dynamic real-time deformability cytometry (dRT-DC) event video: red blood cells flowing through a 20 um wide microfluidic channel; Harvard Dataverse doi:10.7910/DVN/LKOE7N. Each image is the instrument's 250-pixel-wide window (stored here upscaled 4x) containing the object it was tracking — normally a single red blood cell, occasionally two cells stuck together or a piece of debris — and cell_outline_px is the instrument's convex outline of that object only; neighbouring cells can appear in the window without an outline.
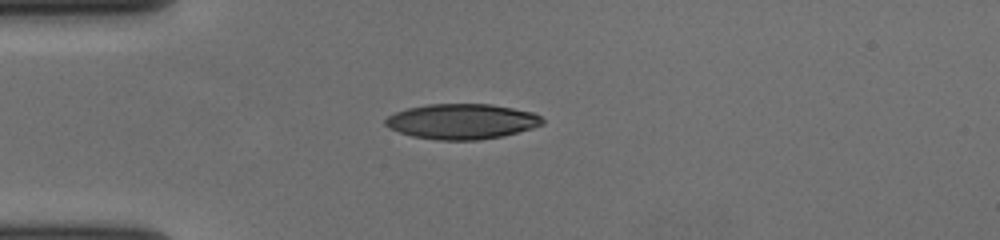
{"species": "human", "species_latin": "Homo sapiens", "temperature_condition": "cold", "stored_images_in_passage": 42, "camera_frame_rate_fps": 3000, "um_per_image_px": 0.085, "donor": {"sex": "female"}, "frame": {"image": 1, "passage_image": 1, "time_ms": 0.0, "image_size_px": [1000, 240], "cell_outline_px": [[544, 124], [532, 128], [504, 136], [480, 140], [436, 140], [412, 136], [388, 128], [384, 124], [384, 120], [388, 116], [396, 112], [408, 108], [428, 104], [492, 104], [532, 112], [540, 116], [544, 120]], "centroid_in_image_um": [39.26, 10.33], "position_along_channel_um": 45.7, "area_um2": 32.37}}
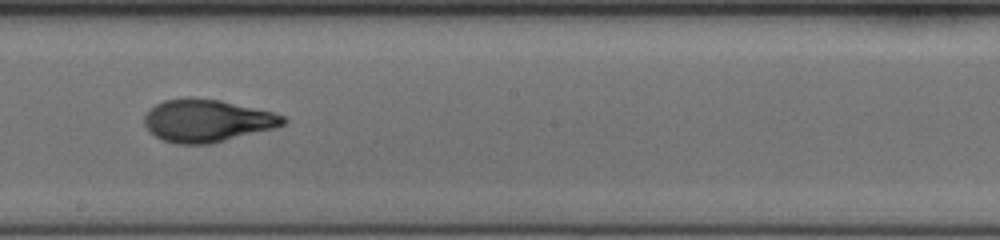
{"frame": {"image": 2, "passage_image": 18, "time_ms": 5.667, "image_size_px": [1000, 240], "cell_outline_px": [[288, 120], [284, 124], [276, 128], [212, 144], [176, 144], [164, 140], [148, 132], [144, 124], [144, 116], [156, 104], [164, 100], [188, 96], [220, 100], [272, 112], [284, 116]], "centroid_in_image_um": [17.6, 10.26], "position_along_channel_um": 230.6, "area_um2": 34.68}}
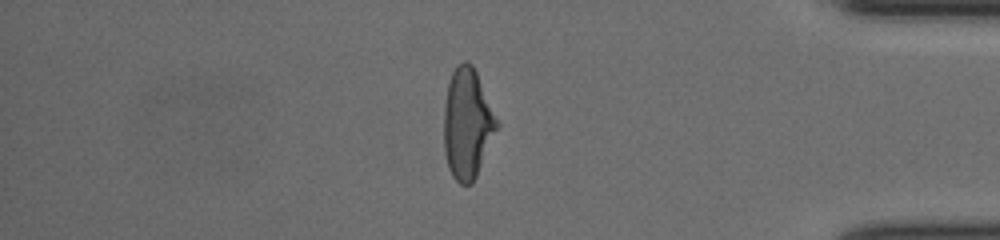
{"frame": {"image": 3, "passage_image": 34, "time_ms": 11.0, "image_size_px": [1000, 240], "cell_outline_px": [[500, 124], [476, 176], [472, 184], [460, 184], [452, 176], [448, 168], [444, 152], [444, 108], [448, 80], [452, 72], [464, 60], [468, 60], [472, 64], [476, 72]], "centroid_in_image_um": [39.71, 10.52], "position_along_channel_um": 395.5, "area_um2": 34.04}, "authors_computed_cell_mechanics": {"area_um2": 33.8708, "velocity_mm_per_s": 3.6521, "shape_relaxation_time_tau1_ms": 4.7265, "shape_relaxation_time_tau2_ms": 1.2902, "deformation_change_tau1": 0.2184, "deformation_change_tau2": 0.0797}}